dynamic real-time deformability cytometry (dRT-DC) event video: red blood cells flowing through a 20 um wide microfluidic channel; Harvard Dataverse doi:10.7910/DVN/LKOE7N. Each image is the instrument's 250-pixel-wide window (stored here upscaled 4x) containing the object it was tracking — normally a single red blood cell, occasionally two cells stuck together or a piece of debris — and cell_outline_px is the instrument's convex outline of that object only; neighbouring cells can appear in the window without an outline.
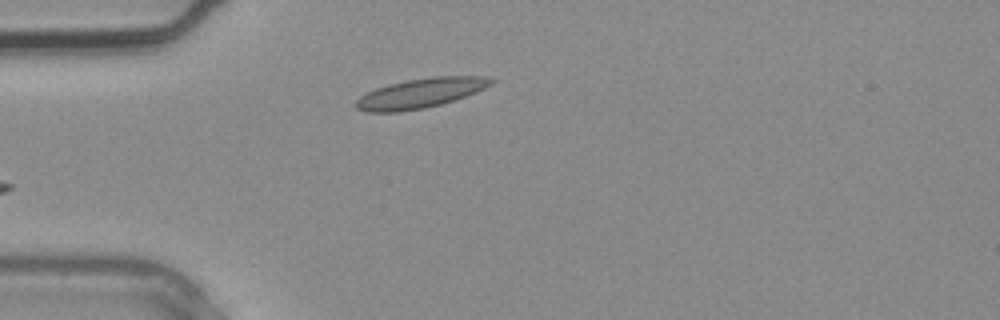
{"species": "common noctule bat (a hibernating species)", "species_latin": "Nyctalus noctula", "temperature_condition": "warm", "stored_images_in_passage": 2, "camera_frame_rate_fps": 3000, "um_per_image_px": 0.085, "animal": {"sex": "male", "body_mass_g": 20.4}, "frame": {"image": 1, "passage_image": 2, "time_ms": 0.333, "image_size_px": [1000, 320], "cell_outline_px": [[496, 80], [492, 84], [484, 88], [464, 96], [440, 104], [424, 108], [400, 112], [364, 112], [356, 108], [356, 100], [360, 96], [376, 88], [388, 84], [408, 80], [432, 76], [484, 76]], "centroid_in_image_um": [35.71, 7.92], "position_along_channel_um": 49.3, "area_um2": 23.18}}